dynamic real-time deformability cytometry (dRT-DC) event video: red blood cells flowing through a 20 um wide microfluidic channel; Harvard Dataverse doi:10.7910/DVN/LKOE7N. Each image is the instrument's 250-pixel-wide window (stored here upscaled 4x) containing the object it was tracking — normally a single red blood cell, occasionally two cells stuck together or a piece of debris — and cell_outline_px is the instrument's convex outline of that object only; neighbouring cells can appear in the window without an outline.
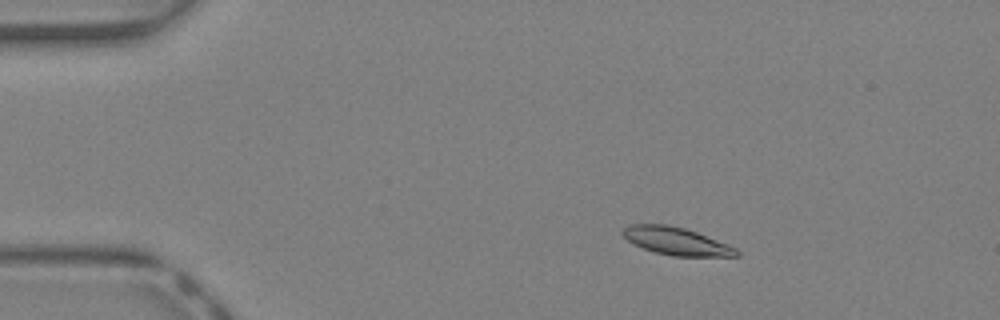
{"species": "Egyptian fruit bat (a non-hibernating species)", "species_latin": "Rousettus aegyptiacus", "temperature_condition": "warm", "stored_images_in_passage": 36, "camera_frame_rate_fps": 3000, "um_per_image_px": 0.085, "animal": {"sex": "female"}, "frame": {"image": 1, "passage_image": 2, "time_ms": 0.333, "image_size_px": [1000, 320], "cell_outline_px": [[740, 256], [672, 256], [656, 252], [644, 248], [628, 240], [620, 232], [628, 224], [668, 224], [684, 228], [696, 232], [728, 244], [736, 248], [740, 252]], "centroid_in_image_um": [57.5, 20.49], "position_along_channel_um": 27.5, "area_um2": 18.21}}
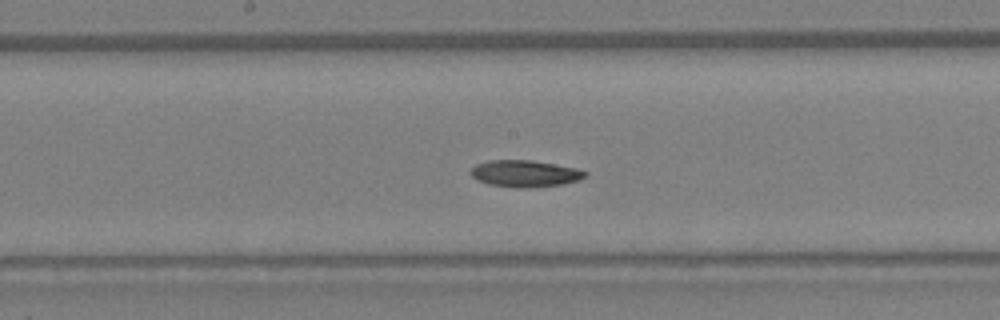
{"frame": {"image": 2, "passage_image": 17, "time_ms": 5.333, "image_size_px": [1000, 320], "cell_outline_px": [[588, 172], [580, 180], [560, 184], [532, 188], [516, 188], [488, 184], [476, 180], [468, 172], [476, 164], [488, 160], [532, 160], [576, 168]], "centroid_in_image_um": [44.57, 14.76], "position_along_channel_um": 203.6, "area_um2": 17.92}}
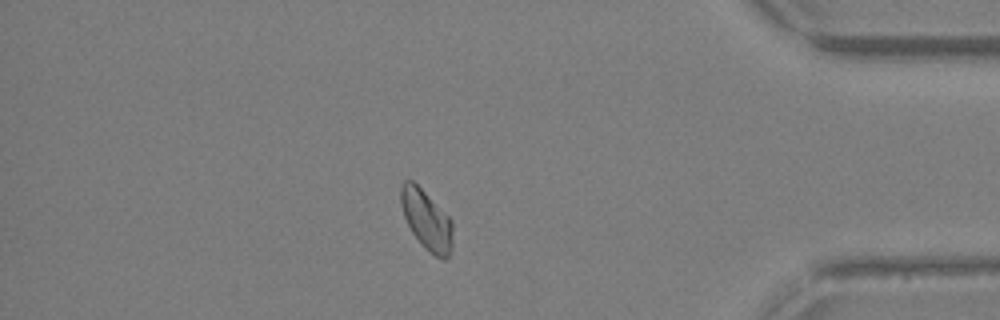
{"frame": {"image": 3, "passage_image": 31, "time_ms": 10.0, "image_size_px": [1000, 320], "cell_outline_px": [[452, 248], [448, 256], [444, 260], [436, 256], [424, 248], [420, 244], [412, 232], [404, 216], [400, 204], [400, 184], [404, 180], [412, 180], [452, 220]], "centroid_in_image_um": [36.24, 18.7], "position_along_channel_um": 399.0, "area_um2": 17.92}, "authors_computed_cell_mechanics": {"area_um2": 18.207, "velocity_mm_per_s": 4.9197, "shape_relaxation_time_tau1_ms": 4.0436, "shape_relaxation_time_tau2_ms": 7.1192, "deformation_change_tau1": 0.1186, "deformation_change_tau2": 0.1018}}